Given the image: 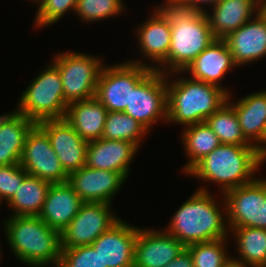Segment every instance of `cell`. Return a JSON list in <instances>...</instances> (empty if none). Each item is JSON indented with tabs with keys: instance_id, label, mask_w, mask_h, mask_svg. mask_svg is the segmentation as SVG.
<instances>
[{
	"instance_id": "6da1fadb",
	"label": "cell",
	"mask_w": 266,
	"mask_h": 267,
	"mask_svg": "<svg viewBox=\"0 0 266 267\" xmlns=\"http://www.w3.org/2000/svg\"><path fill=\"white\" fill-rule=\"evenodd\" d=\"M200 186L179 206L164 228L185 247L230 237L223 195L219 193V202L207 185Z\"/></svg>"
},
{
	"instance_id": "7a4b0ae2",
	"label": "cell",
	"mask_w": 266,
	"mask_h": 267,
	"mask_svg": "<svg viewBox=\"0 0 266 267\" xmlns=\"http://www.w3.org/2000/svg\"><path fill=\"white\" fill-rule=\"evenodd\" d=\"M159 6L171 22V43L167 59L156 70L183 72L216 38L205 12L185 8L175 0H164Z\"/></svg>"
},
{
	"instance_id": "3957f363",
	"label": "cell",
	"mask_w": 266,
	"mask_h": 267,
	"mask_svg": "<svg viewBox=\"0 0 266 267\" xmlns=\"http://www.w3.org/2000/svg\"><path fill=\"white\" fill-rule=\"evenodd\" d=\"M266 160L254 145L220 144L200 160L186 176L200 179L203 184L218 185V192L226 191L254 181L257 171ZM198 178V179H197ZM206 182V183H204Z\"/></svg>"
},
{
	"instance_id": "277c9868",
	"label": "cell",
	"mask_w": 266,
	"mask_h": 267,
	"mask_svg": "<svg viewBox=\"0 0 266 267\" xmlns=\"http://www.w3.org/2000/svg\"><path fill=\"white\" fill-rule=\"evenodd\" d=\"M2 224L10 251L28 267H58L61 233L38 216H6Z\"/></svg>"
},
{
	"instance_id": "5b68a950",
	"label": "cell",
	"mask_w": 266,
	"mask_h": 267,
	"mask_svg": "<svg viewBox=\"0 0 266 267\" xmlns=\"http://www.w3.org/2000/svg\"><path fill=\"white\" fill-rule=\"evenodd\" d=\"M166 85V123L178 124L182 128L205 122L227 102L229 96L220 87L186 77L184 72L166 74Z\"/></svg>"
},
{
	"instance_id": "8992f818",
	"label": "cell",
	"mask_w": 266,
	"mask_h": 267,
	"mask_svg": "<svg viewBox=\"0 0 266 267\" xmlns=\"http://www.w3.org/2000/svg\"><path fill=\"white\" fill-rule=\"evenodd\" d=\"M49 62L28 83L14 108L36 124L43 120L64 118L68 106L60 72Z\"/></svg>"
},
{
	"instance_id": "52a82bcc",
	"label": "cell",
	"mask_w": 266,
	"mask_h": 267,
	"mask_svg": "<svg viewBox=\"0 0 266 267\" xmlns=\"http://www.w3.org/2000/svg\"><path fill=\"white\" fill-rule=\"evenodd\" d=\"M50 60L60 72L68 105L95 97L99 75L105 65L102 56L66 50L55 53Z\"/></svg>"
},
{
	"instance_id": "ba28073f",
	"label": "cell",
	"mask_w": 266,
	"mask_h": 267,
	"mask_svg": "<svg viewBox=\"0 0 266 267\" xmlns=\"http://www.w3.org/2000/svg\"><path fill=\"white\" fill-rule=\"evenodd\" d=\"M151 70L127 59L114 65L105 64L99 75L95 98L107 111L124 112L130 104L131 88Z\"/></svg>"
},
{
	"instance_id": "9c48e42d",
	"label": "cell",
	"mask_w": 266,
	"mask_h": 267,
	"mask_svg": "<svg viewBox=\"0 0 266 267\" xmlns=\"http://www.w3.org/2000/svg\"><path fill=\"white\" fill-rule=\"evenodd\" d=\"M149 132L158 122H167L166 74L151 70L135 87L131 88L130 104L124 110ZM161 121V122H160Z\"/></svg>"
},
{
	"instance_id": "30bf717a",
	"label": "cell",
	"mask_w": 266,
	"mask_h": 267,
	"mask_svg": "<svg viewBox=\"0 0 266 267\" xmlns=\"http://www.w3.org/2000/svg\"><path fill=\"white\" fill-rule=\"evenodd\" d=\"M228 228L266 229V177L230 189L223 194Z\"/></svg>"
},
{
	"instance_id": "8fae6325",
	"label": "cell",
	"mask_w": 266,
	"mask_h": 267,
	"mask_svg": "<svg viewBox=\"0 0 266 267\" xmlns=\"http://www.w3.org/2000/svg\"><path fill=\"white\" fill-rule=\"evenodd\" d=\"M151 13L149 18L133 29H136L133 31L137 40L135 45L138 46L141 57L130 58L128 61L156 70L167 59L171 43V22L159 5L154 6Z\"/></svg>"
},
{
	"instance_id": "7c38bea8",
	"label": "cell",
	"mask_w": 266,
	"mask_h": 267,
	"mask_svg": "<svg viewBox=\"0 0 266 267\" xmlns=\"http://www.w3.org/2000/svg\"><path fill=\"white\" fill-rule=\"evenodd\" d=\"M112 207L108 203L85 202L61 232V249L91 245L120 219Z\"/></svg>"
},
{
	"instance_id": "4fadbf2b",
	"label": "cell",
	"mask_w": 266,
	"mask_h": 267,
	"mask_svg": "<svg viewBox=\"0 0 266 267\" xmlns=\"http://www.w3.org/2000/svg\"><path fill=\"white\" fill-rule=\"evenodd\" d=\"M20 165L29 175L51 184L68 181V174L62 168L47 134L37 124L26 137Z\"/></svg>"
},
{
	"instance_id": "5bb4252c",
	"label": "cell",
	"mask_w": 266,
	"mask_h": 267,
	"mask_svg": "<svg viewBox=\"0 0 266 267\" xmlns=\"http://www.w3.org/2000/svg\"><path fill=\"white\" fill-rule=\"evenodd\" d=\"M138 226L120 218L91 245L98 251L104 267H134Z\"/></svg>"
},
{
	"instance_id": "9a60e30c",
	"label": "cell",
	"mask_w": 266,
	"mask_h": 267,
	"mask_svg": "<svg viewBox=\"0 0 266 267\" xmlns=\"http://www.w3.org/2000/svg\"><path fill=\"white\" fill-rule=\"evenodd\" d=\"M47 134L62 168L67 174L86 164L88 141L84 140L64 119H49L37 123Z\"/></svg>"
},
{
	"instance_id": "2e32d148",
	"label": "cell",
	"mask_w": 266,
	"mask_h": 267,
	"mask_svg": "<svg viewBox=\"0 0 266 267\" xmlns=\"http://www.w3.org/2000/svg\"><path fill=\"white\" fill-rule=\"evenodd\" d=\"M126 181L117 172L92 169L84 165L68 174L67 183L84 202L112 204L114 196L120 192Z\"/></svg>"
},
{
	"instance_id": "e0dca14e",
	"label": "cell",
	"mask_w": 266,
	"mask_h": 267,
	"mask_svg": "<svg viewBox=\"0 0 266 267\" xmlns=\"http://www.w3.org/2000/svg\"><path fill=\"white\" fill-rule=\"evenodd\" d=\"M158 229L138 227L134 267H166L186 248L164 228Z\"/></svg>"
},
{
	"instance_id": "ac0fdd59",
	"label": "cell",
	"mask_w": 266,
	"mask_h": 267,
	"mask_svg": "<svg viewBox=\"0 0 266 267\" xmlns=\"http://www.w3.org/2000/svg\"><path fill=\"white\" fill-rule=\"evenodd\" d=\"M236 67L226 41L215 39L183 72L192 79L220 87L230 95L231 90L221 82Z\"/></svg>"
},
{
	"instance_id": "d6986e66",
	"label": "cell",
	"mask_w": 266,
	"mask_h": 267,
	"mask_svg": "<svg viewBox=\"0 0 266 267\" xmlns=\"http://www.w3.org/2000/svg\"><path fill=\"white\" fill-rule=\"evenodd\" d=\"M224 40L238 68L261 61L266 57V18L258 12Z\"/></svg>"
},
{
	"instance_id": "ffe728a7",
	"label": "cell",
	"mask_w": 266,
	"mask_h": 267,
	"mask_svg": "<svg viewBox=\"0 0 266 267\" xmlns=\"http://www.w3.org/2000/svg\"><path fill=\"white\" fill-rule=\"evenodd\" d=\"M139 150L134 143L125 140H92L87 145L85 165L92 169L117 172L127 179Z\"/></svg>"
},
{
	"instance_id": "44dd1931",
	"label": "cell",
	"mask_w": 266,
	"mask_h": 267,
	"mask_svg": "<svg viewBox=\"0 0 266 267\" xmlns=\"http://www.w3.org/2000/svg\"><path fill=\"white\" fill-rule=\"evenodd\" d=\"M84 203L67 182L51 184L38 217L61 233Z\"/></svg>"
},
{
	"instance_id": "7402d4cb",
	"label": "cell",
	"mask_w": 266,
	"mask_h": 267,
	"mask_svg": "<svg viewBox=\"0 0 266 267\" xmlns=\"http://www.w3.org/2000/svg\"><path fill=\"white\" fill-rule=\"evenodd\" d=\"M233 93L227 102L234 108L245 139L258 147L266 129V89L248 93L235 102Z\"/></svg>"
},
{
	"instance_id": "603a6c76",
	"label": "cell",
	"mask_w": 266,
	"mask_h": 267,
	"mask_svg": "<svg viewBox=\"0 0 266 267\" xmlns=\"http://www.w3.org/2000/svg\"><path fill=\"white\" fill-rule=\"evenodd\" d=\"M260 1L220 0L206 10L209 26L216 39H224L259 12Z\"/></svg>"
},
{
	"instance_id": "cb8c5ba5",
	"label": "cell",
	"mask_w": 266,
	"mask_h": 267,
	"mask_svg": "<svg viewBox=\"0 0 266 267\" xmlns=\"http://www.w3.org/2000/svg\"><path fill=\"white\" fill-rule=\"evenodd\" d=\"M35 125L15 109L0 115V166L20 163L26 137Z\"/></svg>"
},
{
	"instance_id": "d4e9b609",
	"label": "cell",
	"mask_w": 266,
	"mask_h": 267,
	"mask_svg": "<svg viewBox=\"0 0 266 267\" xmlns=\"http://www.w3.org/2000/svg\"><path fill=\"white\" fill-rule=\"evenodd\" d=\"M107 109L95 97L67 106L64 119L86 141L102 138Z\"/></svg>"
},
{
	"instance_id": "484cf974",
	"label": "cell",
	"mask_w": 266,
	"mask_h": 267,
	"mask_svg": "<svg viewBox=\"0 0 266 267\" xmlns=\"http://www.w3.org/2000/svg\"><path fill=\"white\" fill-rule=\"evenodd\" d=\"M182 130L179 134L180 141L187 158L185 165L180 167L184 175L221 143L206 122L189 125Z\"/></svg>"
},
{
	"instance_id": "4316f807",
	"label": "cell",
	"mask_w": 266,
	"mask_h": 267,
	"mask_svg": "<svg viewBox=\"0 0 266 267\" xmlns=\"http://www.w3.org/2000/svg\"><path fill=\"white\" fill-rule=\"evenodd\" d=\"M50 185L48 181L27 174L16 194L6 204L11 210L7 216H38Z\"/></svg>"
},
{
	"instance_id": "83f0119b",
	"label": "cell",
	"mask_w": 266,
	"mask_h": 267,
	"mask_svg": "<svg viewBox=\"0 0 266 267\" xmlns=\"http://www.w3.org/2000/svg\"><path fill=\"white\" fill-rule=\"evenodd\" d=\"M229 231L236 244L235 259L252 267H266V229L239 227Z\"/></svg>"
},
{
	"instance_id": "f1b7e54d",
	"label": "cell",
	"mask_w": 266,
	"mask_h": 267,
	"mask_svg": "<svg viewBox=\"0 0 266 267\" xmlns=\"http://www.w3.org/2000/svg\"><path fill=\"white\" fill-rule=\"evenodd\" d=\"M149 133L141 123L130 115L124 112L108 111L102 138L129 141L141 149L142 141Z\"/></svg>"
},
{
	"instance_id": "f546056e",
	"label": "cell",
	"mask_w": 266,
	"mask_h": 267,
	"mask_svg": "<svg viewBox=\"0 0 266 267\" xmlns=\"http://www.w3.org/2000/svg\"><path fill=\"white\" fill-rule=\"evenodd\" d=\"M221 144L251 145L244 137L234 108L226 102L205 121Z\"/></svg>"
},
{
	"instance_id": "4dcf8cb0",
	"label": "cell",
	"mask_w": 266,
	"mask_h": 267,
	"mask_svg": "<svg viewBox=\"0 0 266 267\" xmlns=\"http://www.w3.org/2000/svg\"><path fill=\"white\" fill-rule=\"evenodd\" d=\"M229 238L212 240L192 244L186 247L190 252L194 267H223L225 262L230 258L226 247ZM230 254V255H229Z\"/></svg>"
},
{
	"instance_id": "1f68e13d",
	"label": "cell",
	"mask_w": 266,
	"mask_h": 267,
	"mask_svg": "<svg viewBox=\"0 0 266 267\" xmlns=\"http://www.w3.org/2000/svg\"><path fill=\"white\" fill-rule=\"evenodd\" d=\"M124 0H78L75 13L83 23H95L123 14Z\"/></svg>"
},
{
	"instance_id": "d6a6232c",
	"label": "cell",
	"mask_w": 266,
	"mask_h": 267,
	"mask_svg": "<svg viewBox=\"0 0 266 267\" xmlns=\"http://www.w3.org/2000/svg\"><path fill=\"white\" fill-rule=\"evenodd\" d=\"M77 2L78 0H37L34 28L49 27L58 23L67 13H75Z\"/></svg>"
},
{
	"instance_id": "836d02e7",
	"label": "cell",
	"mask_w": 266,
	"mask_h": 267,
	"mask_svg": "<svg viewBox=\"0 0 266 267\" xmlns=\"http://www.w3.org/2000/svg\"><path fill=\"white\" fill-rule=\"evenodd\" d=\"M58 267H104L92 245L62 249Z\"/></svg>"
},
{
	"instance_id": "e575fe53",
	"label": "cell",
	"mask_w": 266,
	"mask_h": 267,
	"mask_svg": "<svg viewBox=\"0 0 266 267\" xmlns=\"http://www.w3.org/2000/svg\"><path fill=\"white\" fill-rule=\"evenodd\" d=\"M27 174L20 163L0 166V206L12 199Z\"/></svg>"
},
{
	"instance_id": "d590c367",
	"label": "cell",
	"mask_w": 266,
	"mask_h": 267,
	"mask_svg": "<svg viewBox=\"0 0 266 267\" xmlns=\"http://www.w3.org/2000/svg\"><path fill=\"white\" fill-rule=\"evenodd\" d=\"M175 1L180 6H183L185 8L194 9L199 12H205L207 8L210 9L211 7L216 5L220 0H175Z\"/></svg>"
},
{
	"instance_id": "8d00e7d4",
	"label": "cell",
	"mask_w": 266,
	"mask_h": 267,
	"mask_svg": "<svg viewBox=\"0 0 266 267\" xmlns=\"http://www.w3.org/2000/svg\"><path fill=\"white\" fill-rule=\"evenodd\" d=\"M166 267H194L190 252L185 248Z\"/></svg>"
},
{
	"instance_id": "74e56055",
	"label": "cell",
	"mask_w": 266,
	"mask_h": 267,
	"mask_svg": "<svg viewBox=\"0 0 266 267\" xmlns=\"http://www.w3.org/2000/svg\"><path fill=\"white\" fill-rule=\"evenodd\" d=\"M223 267H252L250 265L245 264L244 262L235 259L232 255L230 258L225 262Z\"/></svg>"
},
{
	"instance_id": "f35d334b",
	"label": "cell",
	"mask_w": 266,
	"mask_h": 267,
	"mask_svg": "<svg viewBox=\"0 0 266 267\" xmlns=\"http://www.w3.org/2000/svg\"><path fill=\"white\" fill-rule=\"evenodd\" d=\"M257 151L266 160V129L263 134L262 143L257 147Z\"/></svg>"
},
{
	"instance_id": "ab89813d",
	"label": "cell",
	"mask_w": 266,
	"mask_h": 267,
	"mask_svg": "<svg viewBox=\"0 0 266 267\" xmlns=\"http://www.w3.org/2000/svg\"><path fill=\"white\" fill-rule=\"evenodd\" d=\"M259 13L262 14L266 18V0H260Z\"/></svg>"
},
{
	"instance_id": "60d3db41",
	"label": "cell",
	"mask_w": 266,
	"mask_h": 267,
	"mask_svg": "<svg viewBox=\"0 0 266 267\" xmlns=\"http://www.w3.org/2000/svg\"><path fill=\"white\" fill-rule=\"evenodd\" d=\"M0 244H1V242H0ZM1 251H2V248H1V245H0V260L2 261V259H3V258H2V254H3V253H1Z\"/></svg>"
},
{
	"instance_id": "b9f144b4",
	"label": "cell",
	"mask_w": 266,
	"mask_h": 267,
	"mask_svg": "<svg viewBox=\"0 0 266 267\" xmlns=\"http://www.w3.org/2000/svg\"><path fill=\"white\" fill-rule=\"evenodd\" d=\"M28 1V0H27ZM29 1H31L32 3H35L37 0H29Z\"/></svg>"
},
{
	"instance_id": "7bdbcfd3",
	"label": "cell",
	"mask_w": 266,
	"mask_h": 267,
	"mask_svg": "<svg viewBox=\"0 0 266 267\" xmlns=\"http://www.w3.org/2000/svg\"><path fill=\"white\" fill-rule=\"evenodd\" d=\"M244 1H260V0H244Z\"/></svg>"
}]
</instances>
